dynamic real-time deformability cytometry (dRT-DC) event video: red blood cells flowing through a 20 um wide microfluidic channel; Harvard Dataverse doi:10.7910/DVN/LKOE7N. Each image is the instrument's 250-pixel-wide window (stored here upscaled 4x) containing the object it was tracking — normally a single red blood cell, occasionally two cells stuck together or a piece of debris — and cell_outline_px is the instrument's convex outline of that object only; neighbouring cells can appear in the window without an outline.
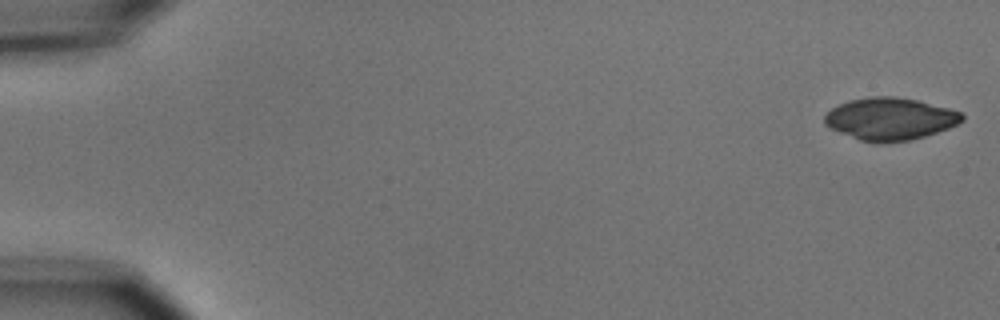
{"species": "common noctule bat (a hibernating species)", "species_latin": "Nyctalus noctula", "temperature_condition": "cold", "stored_images_in_passage": 4, "camera_frame_rate_fps": 3000, "um_per_image_px": 0.085, "animal": {"sex": "male", "body_mass_g": 15.6}, "frame": {"image": 1, "passage_image": 1, "time_ms": 0.0, "image_size_px": [1000, 320], "cell_outline_px": [[964, 120], [948, 128], [924, 136], [908, 140], [860, 140], [828, 128], [824, 124], [824, 116], [832, 108], [848, 100], [868, 96], [896, 96], [920, 100], [948, 108], [960, 112], [964, 116]], "centroid_in_image_um": [75.64, 10.06], "position_along_channel_um": 9.4, "area_um2": 33.41}}